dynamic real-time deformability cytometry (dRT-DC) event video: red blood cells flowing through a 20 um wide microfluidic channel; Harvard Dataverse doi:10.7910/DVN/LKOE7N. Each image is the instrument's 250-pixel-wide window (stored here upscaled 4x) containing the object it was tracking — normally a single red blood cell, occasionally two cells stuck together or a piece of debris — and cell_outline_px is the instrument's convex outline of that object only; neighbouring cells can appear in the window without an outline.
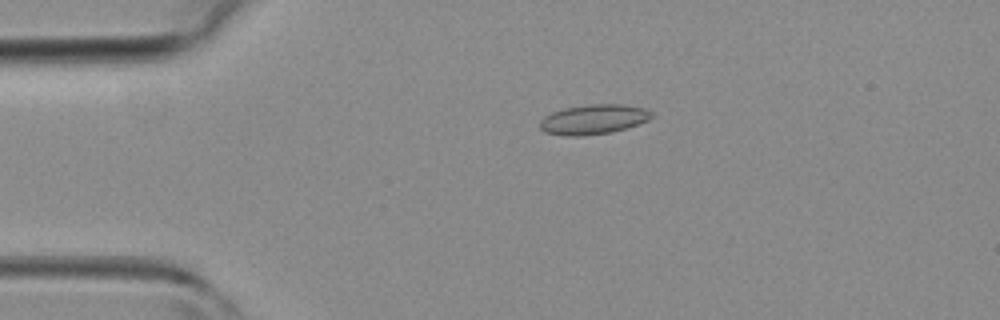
{"species": "common noctule bat (a hibernating species)", "species_latin": "Nyctalus noctula", "temperature_condition": "room temperature", "stored_images_in_passage": 43, "camera_frame_rate_fps": 3000, "um_per_image_px": 0.085, "animal": {"sex": "female", "body_mass_g": 19.3, "forearm_length_mm": 54.1}, "frame": {"image": 1, "passage_image": 9, "time_ms": 2.667, "image_size_px": [1000, 320], "cell_outline_px": [[652, 116], [648, 120], [624, 128], [608, 132], [580, 136], [564, 136], [544, 132], [540, 128], [540, 120], [544, 116], [552, 112], [564, 108], [588, 104], [624, 104], [644, 108], [652, 112]], "centroid_in_image_um": [50.4, 10.13], "position_along_channel_um": 34.6, "area_um2": 19.25}}
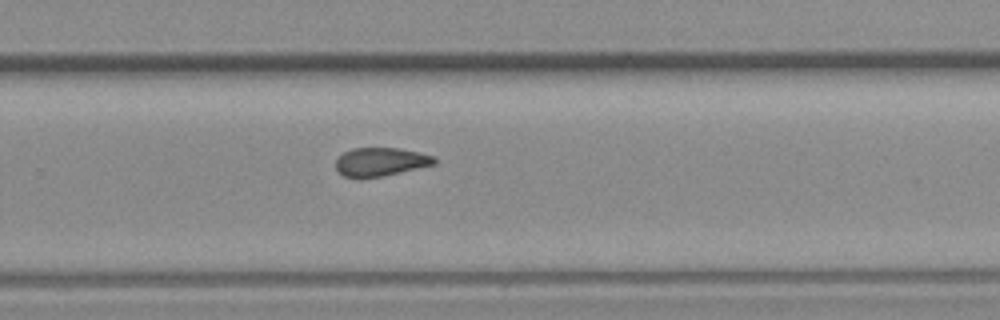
{"frame": {"image": 2, "passage_image": 28, "time_ms": 9.0, "image_size_px": [1000, 320], "cell_outline_px": [[436, 164], [384, 176], [344, 176], [336, 168], [336, 160], [344, 152], [352, 148], [400, 148], [436, 156]], "centroid_in_image_um": [32.41, 13.73], "position_along_channel_um": 297.4, "area_um2": 16.13}}
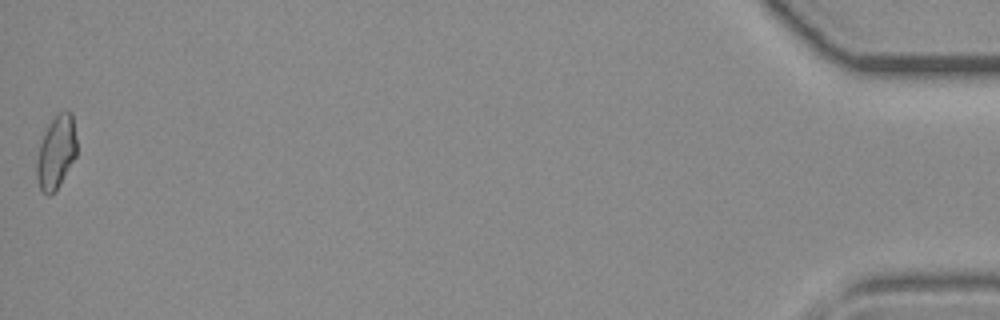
{"frame": {"image": 3, "passage_image": 43, "time_ms": 14.0, "image_size_px": [1000, 320], "cell_outline_px": [[76, 156], [60, 184], [48, 196], [40, 188], [36, 176], [36, 160], [40, 144], [44, 132], [48, 124], [60, 112], [72, 112], [76, 140]], "centroid_in_image_um": [4.76, 12.93], "position_along_channel_um": 430.4, "area_um2": 16.82}}